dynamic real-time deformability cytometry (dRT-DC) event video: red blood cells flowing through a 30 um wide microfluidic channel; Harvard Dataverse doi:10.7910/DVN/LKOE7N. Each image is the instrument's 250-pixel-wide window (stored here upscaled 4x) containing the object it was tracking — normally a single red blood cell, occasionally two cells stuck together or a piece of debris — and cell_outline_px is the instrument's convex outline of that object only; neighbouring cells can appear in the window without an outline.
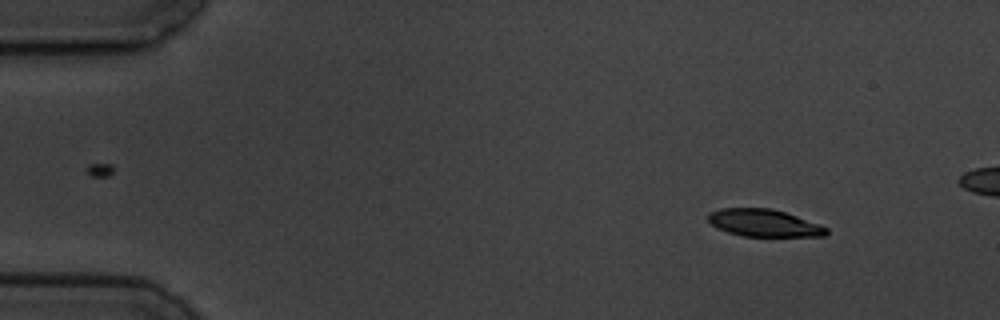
{"species": "common noctule bat (a hibernating species)", "species_latin": "Nyctalus noctula", "temperature_condition": "cold", "stored_images_in_passage": 3, "camera_frame_rate_fps": 3000, "um_per_image_px": 0.085, "animal": {"sex": "male", "body_mass_g": 19.5, "forearm_length_mm": 54.6}, "frame": {"image": 1, "passage_image": 1, "time_ms": 0.0, "image_size_px": [1000, 320], "cell_outline_px": [[828, 232], [824, 236], [744, 236], [728, 232], [716, 228], [708, 220], [708, 212], [720, 208], [772, 208], [820, 224], [828, 228]], "centroid_in_image_um": [64.92, 18.95], "position_along_channel_um": 20.1, "area_um2": 18.79}}